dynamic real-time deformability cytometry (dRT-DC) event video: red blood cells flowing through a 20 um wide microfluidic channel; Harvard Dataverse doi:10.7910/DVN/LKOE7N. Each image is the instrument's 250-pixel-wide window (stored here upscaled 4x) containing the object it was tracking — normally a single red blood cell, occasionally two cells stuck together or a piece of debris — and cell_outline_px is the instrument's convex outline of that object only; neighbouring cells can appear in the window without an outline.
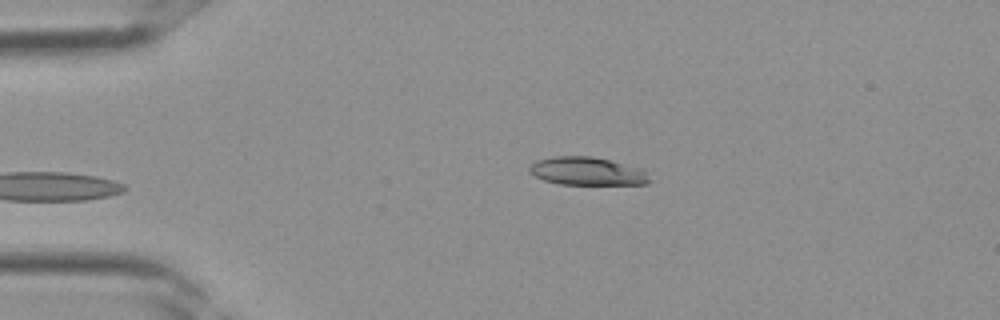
{"species": "Egyptian fruit bat (a non-hibernating species)", "species_latin": "Rousettus aegyptiacus", "temperature_condition": "room temperature", "stored_images_in_passage": 3, "camera_frame_rate_fps": 3000, "um_per_image_px": 0.085, "frame": {"image": 1, "passage_image": 3, "time_ms": 0.667, "image_size_px": [1000, 320], "cell_outline_px": [[648, 184], [560, 184], [544, 180], [528, 172], [528, 168], [536, 160], [556, 156], [592, 156], [640, 168], [644, 172], [648, 180]], "centroid_in_image_um": [49.84, 14.55], "position_along_channel_um": 35.2, "area_um2": 19.31}}